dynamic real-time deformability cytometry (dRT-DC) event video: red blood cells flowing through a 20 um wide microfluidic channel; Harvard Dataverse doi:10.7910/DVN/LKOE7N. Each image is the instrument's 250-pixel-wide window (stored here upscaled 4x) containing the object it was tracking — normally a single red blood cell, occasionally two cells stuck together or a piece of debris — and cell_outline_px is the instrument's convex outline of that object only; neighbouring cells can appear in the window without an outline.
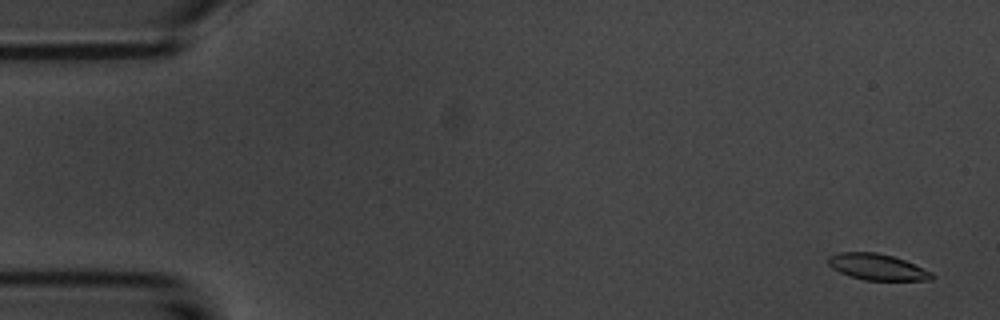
{"species": "common noctule bat (a hibernating species)", "species_latin": "Nyctalus noctula", "temperature_condition": "room temperature", "stored_images_in_passage": 4, "camera_frame_rate_fps": 3000, "um_per_image_px": 0.085, "animal": {"sex": "male", "body_mass_g": 20.1, "forearm_length_mm": 53.5}, "frame": {"image": 1, "passage_image": 1, "time_ms": 0.0, "image_size_px": [1000, 320], "cell_outline_px": [[936, 276], [932, 280], [864, 280], [848, 276], [832, 268], [828, 264], [828, 256], [840, 252], [876, 252], [892, 256], [904, 260], [932, 272]], "centroid_in_image_um": [74.56, 22.7], "position_along_channel_um": 10.4, "area_um2": 15.84}}
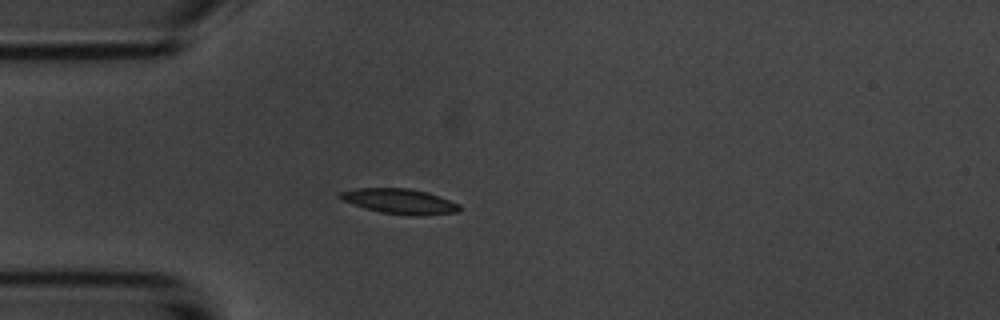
{"frame": {"image": 2, "passage_image": 4, "time_ms": 4.333, "image_size_px": [1000, 320], "cell_outline_px": [[460, 212], [424, 216], [408, 216], [380, 212], [364, 208], [344, 200], [336, 196], [336, 192], [356, 188], [408, 188], [428, 192], [460, 204]], "centroid_in_image_um": [33.97, 17.12], "position_along_channel_um": 51.0, "area_um2": 17.8}}